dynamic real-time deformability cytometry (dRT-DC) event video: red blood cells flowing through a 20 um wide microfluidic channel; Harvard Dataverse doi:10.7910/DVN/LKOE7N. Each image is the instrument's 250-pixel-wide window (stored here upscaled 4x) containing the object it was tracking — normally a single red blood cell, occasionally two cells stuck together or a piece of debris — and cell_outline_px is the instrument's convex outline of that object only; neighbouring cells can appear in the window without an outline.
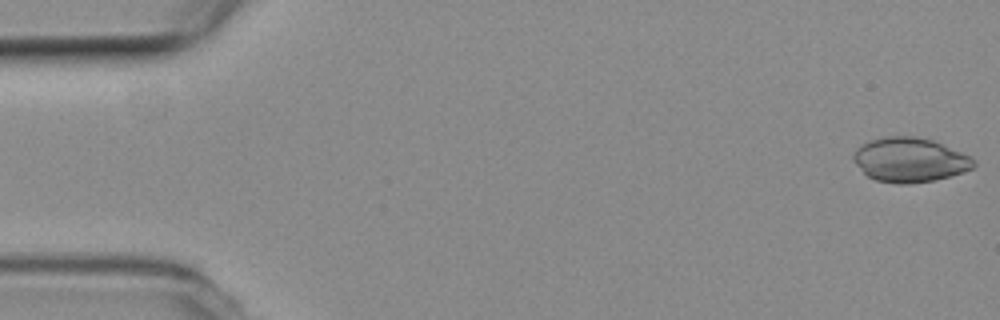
{"species": "common noctule bat (a hibernating species)", "species_latin": "Nyctalus noctula", "temperature_condition": "room temperature", "stored_images_in_passage": 56, "camera_frame_rate_fps": 3000, "um_per_image_px": 0.085, "animal": {"sex": "female", "body_mass_g": 19.3, "forearm_length_mm": 54.1}, "frame": {"image": 1, "passage_image": 1, "time_ms": 0.0, "image_size_px": [1000, 320], "cell_outline_px": [[976, 164], [972, 168], [964, 172], [932, 180], [908, 184], [896, 184], [876, 180], [868, 176], [852, 160], [852, 156], [856, 148], [860, 144], [868, 140], [884, 136], [916, 136], [932, 140], [960, 152], [976, 160]], "centroid_in_image_um": [77.28, 13.58], "position_along_channel_um": 7.7, "area_um2": 31.1}}
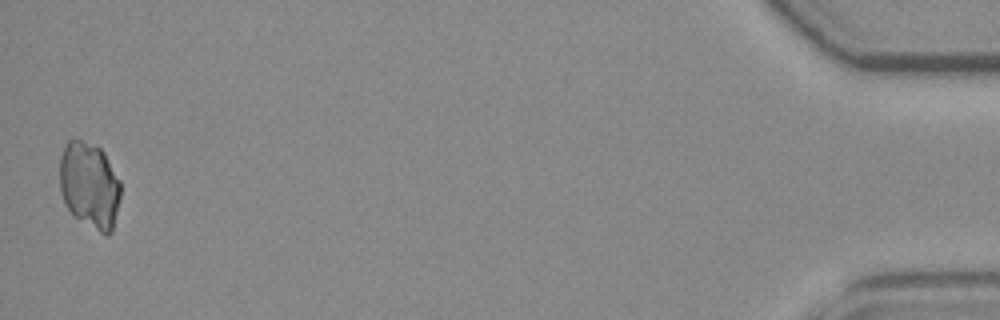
{"frame": {"image": 2, "passage_image": 55, "time_ms": 18.0, "image_size_px": [1000, 320], "cell_outline_px": [[120, 196], [112, 232], [108, 236], [104, 236], [76, 216], [64, 204], [60, 192], [60, 156], [68, 140], [80, 140], [100, 148], [104, 152], [120, 180]], "centroid_in_image_um": [7.62, 15.76], "position_along_channel_um": 427.6, "area_um2": 30.58}}